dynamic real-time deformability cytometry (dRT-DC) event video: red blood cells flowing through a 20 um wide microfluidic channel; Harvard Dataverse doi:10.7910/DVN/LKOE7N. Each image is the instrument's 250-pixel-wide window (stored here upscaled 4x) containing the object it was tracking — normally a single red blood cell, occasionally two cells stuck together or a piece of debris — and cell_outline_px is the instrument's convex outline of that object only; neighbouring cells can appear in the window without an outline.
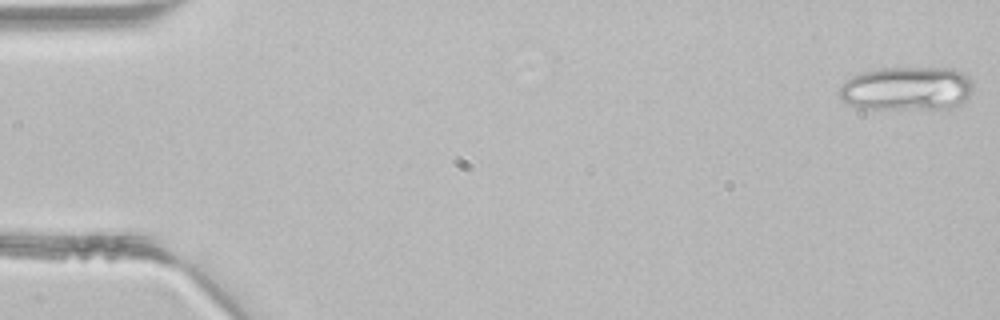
{"species": "common noctule bat (a hibernating species)", "species_latin": "Nyctalus noctula", "temperature_condition": "room temperature", "stored_images_in_passage": 4, "camera_frame_rate_fps": 3000, "um_per_image_px": 0.085, "animal": {"sex": "male", "body_mass_g": 21.5, "forearm_length_mm": 52.0}, "frame": {"image": 1, "passage_image": 1, "time_ms": 0.0, "image_size_px": [1000, 320], "cell_outline_px": [[972, 88], [968, 96], [960, 104], [948, 108], [856, 108], [844, 100], [836, 92], [852, 76], [864, 72], [880, 68], [952, 68], [968, 76], [972, 80]], "centroid_in_image_um": [77.08, 7.52], "position_along_channel_um": 7.9, "area_um2": 33.81}}